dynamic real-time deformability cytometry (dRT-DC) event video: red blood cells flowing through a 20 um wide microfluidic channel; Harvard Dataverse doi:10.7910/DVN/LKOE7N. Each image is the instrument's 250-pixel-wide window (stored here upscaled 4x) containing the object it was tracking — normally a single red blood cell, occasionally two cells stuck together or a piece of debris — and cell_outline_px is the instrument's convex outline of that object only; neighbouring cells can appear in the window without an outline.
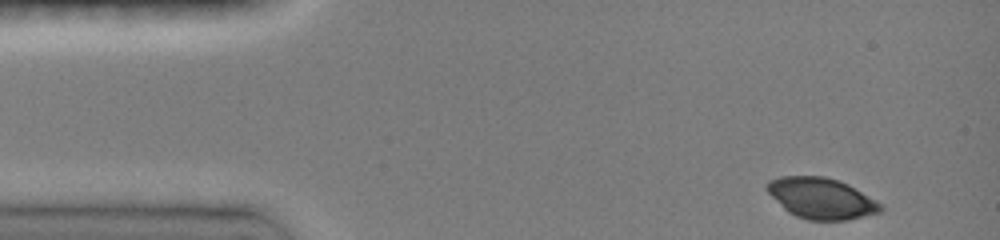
{"species": "common noctule bat (a hibernating species)", "species_latin": "Nyctalus noctula", "temperature_condition": "room temperature", "stored_images_in_passage": 11, "camera_frame_rate_fps": 3000, "um_per_image_px": 0.085, "animal": {"sex": "female", "body_mass_g": 19.0, "forearm_length_mm": 51.5}, "frame": {"image": 1, "passage_image": 1, "time_ms": 0.0, "image_size_px": [1000, 240], "cell_outline_px": [[884, 208], [880, 212], [848, 220], [808, 220], [796, 216], [788, 212], [764, 188], [764, 184], [768, 180], [780, 176], [824, 176], [840, 180], [848, 184], [884, 204]], "centroid_in_image_um": [69.82, 16.84], "position_along_channel_um": 15.2, "area_um2": 27.34}}
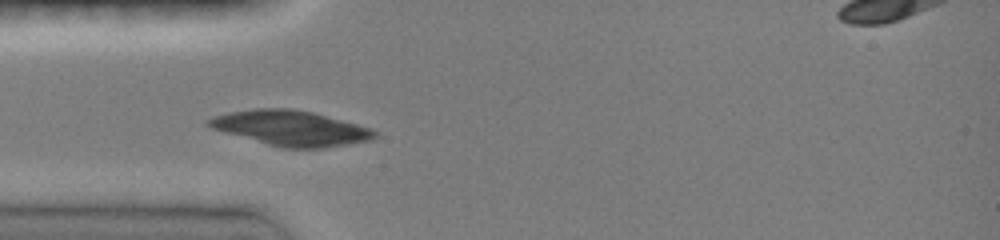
{"frame": {"image": 2, "passage_image": 9, "time_ms": 3.333, "image_size_px": [1000, 240], "cell_outline_px": [[380, 136], [372, 140], [324, 148], [284, 148], [268, 144], [212, 128], [204, 124], [204, 120], [212, 116], [228, 112], [252, 108], [292, 108], [312, 112], [372, 128]], "centroid_in_image_um": [24.72, 10.88], "position_along_channel_um": 60.3, "area_um2": 34.04}}